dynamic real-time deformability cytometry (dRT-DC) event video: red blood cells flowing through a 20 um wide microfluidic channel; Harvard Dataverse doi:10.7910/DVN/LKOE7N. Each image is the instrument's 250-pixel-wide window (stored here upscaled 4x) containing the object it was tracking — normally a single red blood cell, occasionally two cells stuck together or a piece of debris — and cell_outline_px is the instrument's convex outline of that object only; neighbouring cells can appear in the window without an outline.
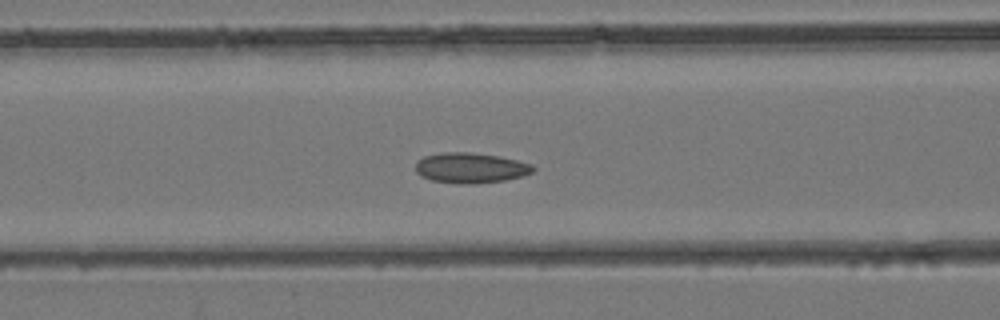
{"species": "common noctule bat (a hibernating species)", "species_latin": "Nyctalus noctula", "temperature_condition": "room temperature", "stored_images_in_passage": 43, "camera_frame_rate_fps": 3000, "um_per_image_px": 0.085, "animal": {"sex": "female", "body_mass_g": 24.6, "forearm_length_mm": 56.2}, "frame": {"image": 1, "passage_image": 18, "time_ms": 5.667, "image_size_px": [1000, 320], "cell_outline_px": [[536, 168], [532, 172], [520, 176], [504, 180], [472, 184], [464, 184], [432, 180], [420, 176], [416, 172], [416, 160], [424, 156], [444, 152], [472, 152], [496, 156], [516, 160], [532, 164]], "centroid_in_image_um": [39.96, 14.26], "position_along_channel_um": 126.6, "area_um2": 20.63}}
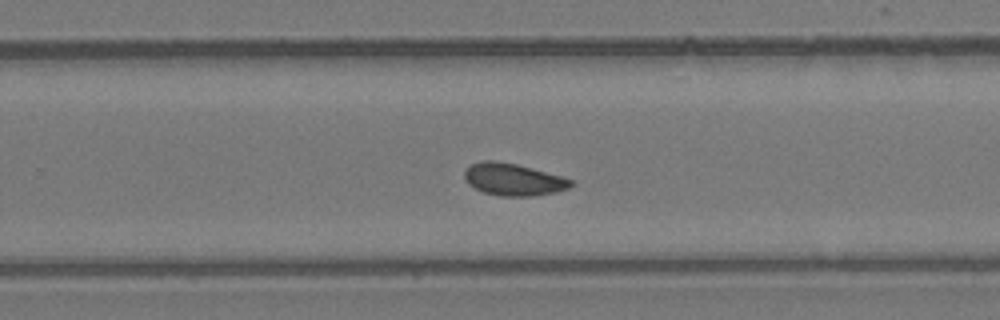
{"frame": {"image": 2, "passage_image": 28, "time_ms": 9.0, "image_size_px": [1000, 320], "cell_outline_px": [[572, 184], [568, 188], [556, 192], [532, 196], [500, 196], [484, 192], [468, 184], [464, 176], [464, 172], [472, 164], [480, 160], [496, 160], [516, 164], [532, 168], [560, 176], [572, 180]], "centroid_in_image_um": [43.61, 15.25], "position_along_channel_um": 286.2, "area_um2": 19.77}}
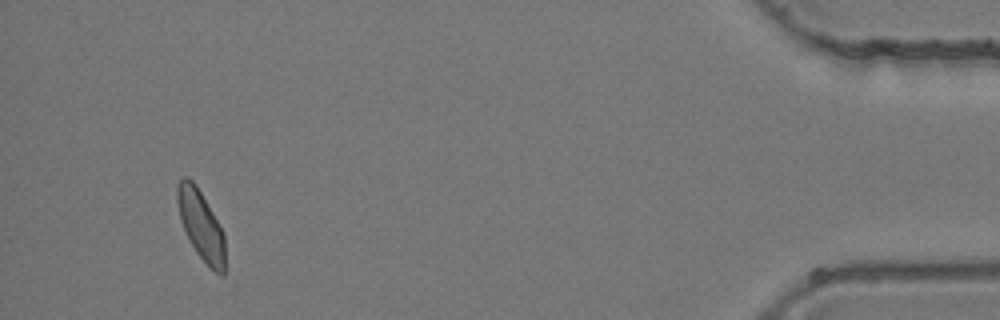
{"frame": {"image": 3, "passage_image": 41, "time_ms": 13.333, "image_size_px": [1000, 320], "cell_outline_px": [[224, 276], [220, 276], [196, 252], [180, 220], [176, 200], [176, 184], [184, 176], [188, 176], [196, 184], [224, 232]], "centroid_in_image_um": [17.06, 19.07], "position_along_channel_um": 418.1, "area_um2": 19.13}}